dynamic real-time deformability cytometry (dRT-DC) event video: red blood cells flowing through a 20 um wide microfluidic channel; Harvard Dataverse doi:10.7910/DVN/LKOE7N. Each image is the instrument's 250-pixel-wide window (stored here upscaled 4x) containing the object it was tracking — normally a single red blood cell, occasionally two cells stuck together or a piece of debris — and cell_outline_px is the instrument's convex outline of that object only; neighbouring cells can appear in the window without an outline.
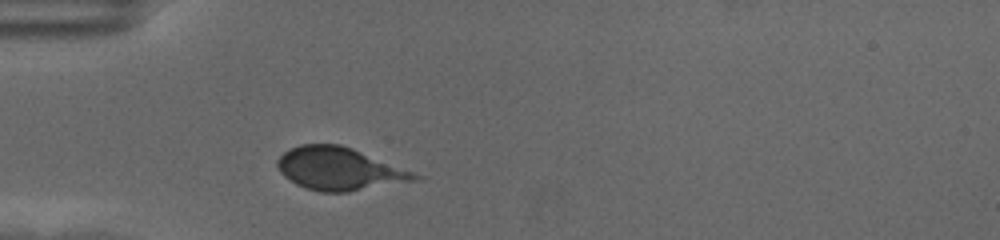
{"species": "human", "species_latin": "Homo sapiens", "temperature_condition": "cold", "stored_images_in_passage": 41, "camera_frame_rate_fps": 3000, "um_per_image_px": 0.085, "donor": {"sex": "female"}, "frame": {"image": 1, "passage_image": 1, "time_ms": 0.0, "image_size_px": [1000, 240], "cell_outline_px": [[424, 176], [416, 180], [348, 192], [320, 192], [304, 188], [296, 184], [284, 176], [280, 172], [276, 164], [276, 160], [284, 152], [300, 144], [340, 144], [352, 148]], "centroid_in_image_um": [28.81, 14.35], "position_along_channel_um": 56.2, "area_um2": 34.04}}
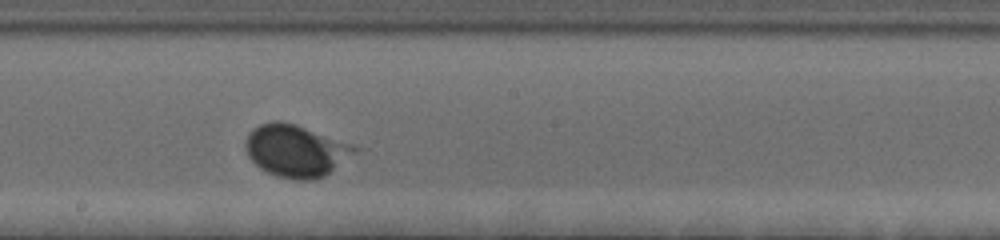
{"frame": {"image": 2, "passage_image": 16, "time_ms": 5.0, "image_size_px": [1000, 240], "cell_outline_px": [[360, 148], [324, 176], [312, 180], [292, 180], [276, 176], [260, 168], [248, 156], [244, 144], [248, 132], [260, 124], [272, 120], [280, 120], [296, 124], [356, 144]], "centroid_in_image_um": [25.14, 12.79], "position_along_channel_um": 223.1, "area_um2": 33.41}}
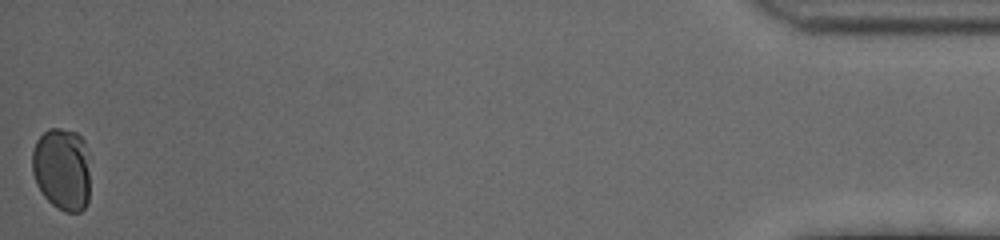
{"frame": {"image": 3, "passage_image": 41, "time_ms": 13.333, "image_size_px": [1000, 240], "cell_outline_px": [[92, 156], [88, 204], [80, 212], [64, 212], [56, 208], [44, 196], [36, 184], [32, 172], [32, 152], [36, 140], [48, 128], [60, 128], [76, 132], [84, 140]], "centroid_in_image_um": [5.33, 14.36], "position_along_channel_um": 429.9, "area_um2": 29.13}, "authors_computed_cell_mechanics": {"area_um2": 30.7496, "velocity_mm_per_s": 3.4984, "shape_relaxation_time_tau1_ms": 6.7288, "shape_relaxation_time_tau2_ms": null, "deformation_change_tau1": 0.1993, "deformation_change_tau2": null}}